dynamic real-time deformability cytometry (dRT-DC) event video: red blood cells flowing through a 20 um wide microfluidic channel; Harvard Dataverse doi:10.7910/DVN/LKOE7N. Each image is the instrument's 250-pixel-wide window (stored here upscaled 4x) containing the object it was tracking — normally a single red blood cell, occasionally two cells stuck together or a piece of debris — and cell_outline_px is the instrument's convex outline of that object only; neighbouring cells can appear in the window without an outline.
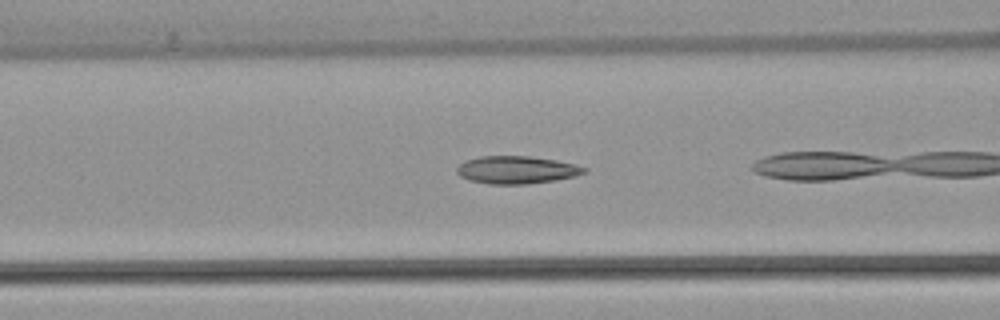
{"species": "common noctule bat (a hibernating species)", "species_latin": "Nyctalus noctula", "temperature_condition": "warm", "stored_images_in_passage": 9, "camera_frame_rate_fps": 3000, "um_per_image_px": 0.085, "animal": {"sex": "female", "body_mass_g": 22.7, "forearm_length_mm": 54.2}, "frame": {"image": 1, "passage_image": 4, "time_ms": 1.0, "image_size_px": [1000, 320], "cell_outline_px": [[588, 172], [576, 176], [528, 184], [488, 184], [468, 180], [460, 176], [456, 172], [456, 168], [464, 160], [480, 156], [528, 156], [556, 160], [588, 168]], "centroid_in_image_um": [43.88, 14.44], "position_along_channel_um": 122.7, "area_um2": 20.58}}
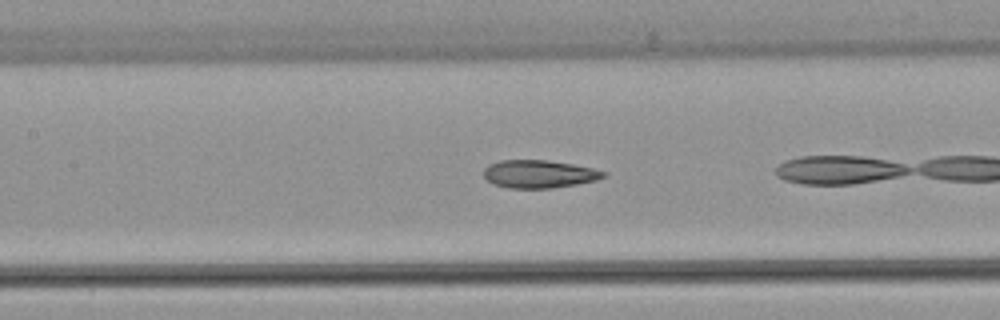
{"frame": {"image": 2, "passage_image": 7, "time_ms": 2.0, "image_size_px": [1000, 320], "cell_outline_px": [[608, 176], [596, 180], [576, 184], [552, 188], [508, 188], [492, 184], [484, 176], [484, 168], [488, 164], [500, 160], [548, 160], [572, 164], [592, 168], [608, 172]], "centroid_in_image_um": [45.82, 14.79], "position_along_channel_um": 161.6, "area_um2": 19.59}}